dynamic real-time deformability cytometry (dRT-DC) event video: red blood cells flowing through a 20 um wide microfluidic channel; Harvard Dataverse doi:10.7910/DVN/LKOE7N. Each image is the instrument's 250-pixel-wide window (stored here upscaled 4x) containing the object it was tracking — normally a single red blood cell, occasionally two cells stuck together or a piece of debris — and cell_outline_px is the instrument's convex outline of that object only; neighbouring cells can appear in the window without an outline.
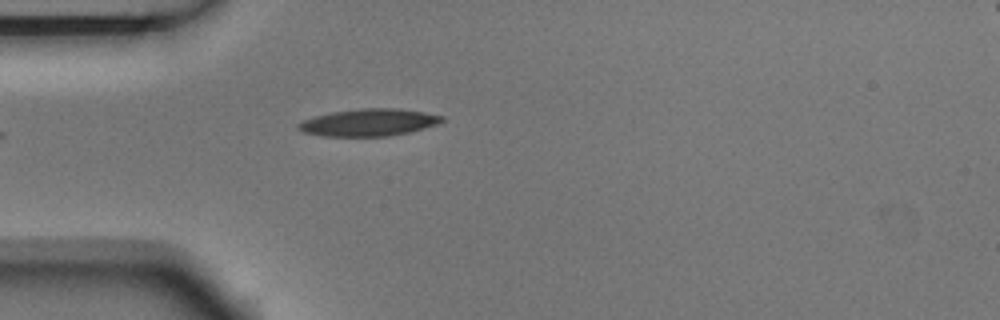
{"species": "Egyptian fruit bat (a non-hibernating species)", "species_latin": "Rousettus aegyptiacus", "temperature_condition": "room temperature", "stored_images_in_passage": 5, "camera_frame_rate_fps": 3000, "um_per_image_px": 0.085, "animal": {"sex": "male"}, "frame": {"image": 1, "passage_image": 5, "time_ms": 1.333, "image_size_px": [1000, 320], "cell_outline_px": [[444, 120], [436, 124], [424, 128], [408, 132], [388, 136], [320, 136], [304, 132], [296, 128], [296, 124], [304, 120], [316, 116], [332, 112], [364, 108], [400, 108], [424, 112], [444, 116]], "centroid_in_image_um": [31.34, 10.4], "position_along_channel_um": 53.7, "area_um2": 22.66}}